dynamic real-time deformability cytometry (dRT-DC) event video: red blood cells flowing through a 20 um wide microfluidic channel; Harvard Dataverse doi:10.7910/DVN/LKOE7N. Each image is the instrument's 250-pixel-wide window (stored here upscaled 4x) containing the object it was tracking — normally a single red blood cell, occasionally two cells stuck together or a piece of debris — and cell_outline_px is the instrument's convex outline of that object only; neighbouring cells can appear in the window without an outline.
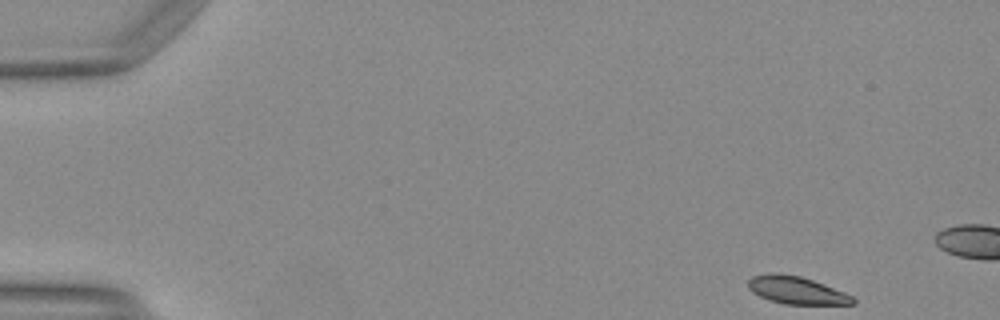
{"species": "Egyptian fruit bat (a non-hibernating species)", "species_latin": "Rousettus aegyptiacus", "temperature_condition": "warm", "stored_images_in_passage": 12, "camera_frame_rate_fps": 3000, "um_per_image_px": 0.085, "animal": {"sex": "female"}, "frame": {"image": 1, "passage_image": 1, "time_ms": 0.0, "image_size_px": [1000, 320], "cell_outline_px": [[856, 304], [784, 304], [760, 296], [752, 292], [748, 288], [748, 280], [752, 276], [768, 272], [780, 272], [800, 276], [812, 280], [844, 292], [852, 296], [856, 300]], "centroid_in_image_um": [67.67, 24.65], "position_along_channel_um": 17.3, "area_um2": 16.82}}